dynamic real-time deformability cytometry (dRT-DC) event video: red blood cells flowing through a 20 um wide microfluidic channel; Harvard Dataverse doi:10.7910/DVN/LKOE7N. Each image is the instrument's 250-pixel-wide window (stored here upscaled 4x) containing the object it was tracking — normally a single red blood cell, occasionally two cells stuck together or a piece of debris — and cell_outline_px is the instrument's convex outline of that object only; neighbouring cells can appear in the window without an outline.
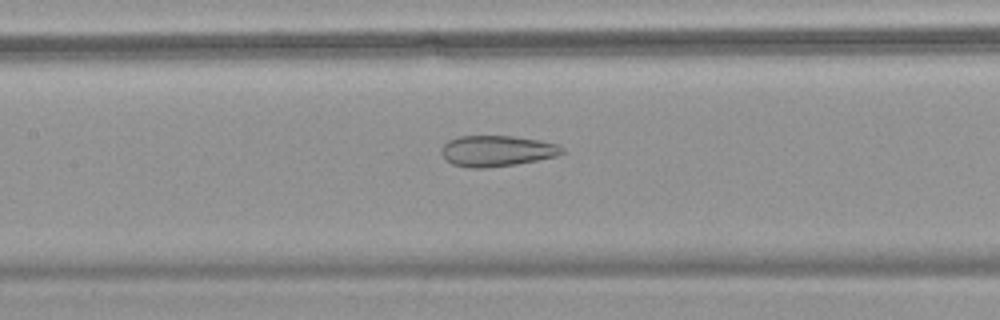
{"species": "common noctule bat (a hibernating species)", "species_latin": "Nyctalus noctula", "temperature_condition": "warm", "stored_images_in_passage": 57, "camera_frame_rate_fps": 3000, "um_per_image_px": 0.085, "animal": {"sex": "female", "body_mass_g": 18.4}, "frame": {"image": 1, "passage_image": 28, "time_ms": 9.0, "image_size_px": [1000, 320], "cell_outline_px": [[564, 152], [556, 156], [516, 164], [484, 168], [472, 168], [452, 164], [444, 160], [440, 152], [440, 148], [448, 140], [460, 136], [512, 136], [540, 140], [560, 144], [564, 148]], "centroid_in_image_um": [42.21, 12.82], "position_along_channel_um": 165.2, "area_um2": 21.91}}
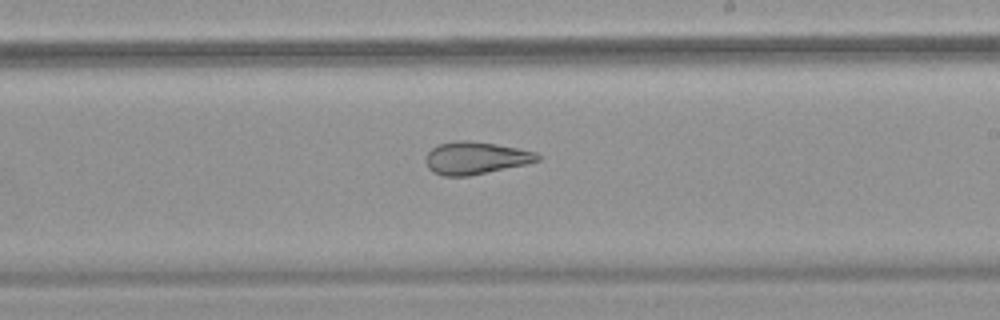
{"frame": {"image": 2, "passage_image": 35, "time_ms": 11.333, "image_size_px": [1000, 320], "cell_outline_px": [[540, 160], [524, 164], [468, 176], [444, 176], [432, 172], [428, 168], [424, 160], [428, 152], [432, 148], [440, 144], [456, 140], [464, 140], [496, 144], [536, 152], [540, 156]], "centroid_in_image_um": [40.37, 13.43], "position_along_channel_um": 248.6, "area_um2": 20.92}}
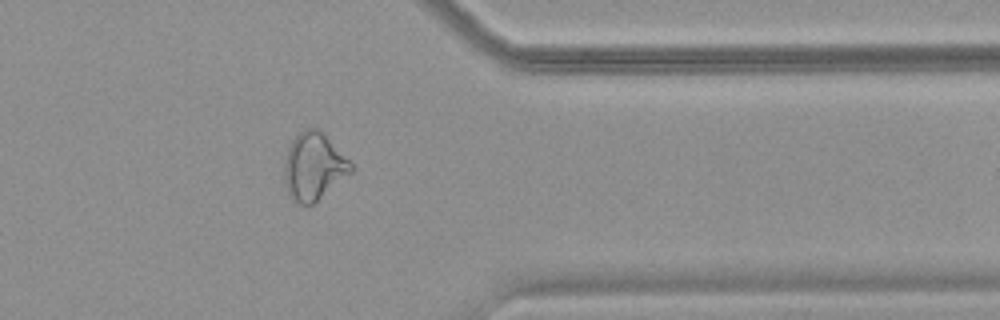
{"frame": {"image": 3, "passage_image": 47, "time_ms": 15.333, "image_size_px": [1000, 320], "cell_outline_px": [[356, 168], [352, 172], [312, 204], [296, 204], [288, 196], [284, 180], [284, 156], [292, 140], [300, 132], [308, 128], [320, 128], [324, 132]], "centroid_in_image_um": [26.65, 14.14], "position_along_channel_um": 384.7, "area_um2": 26.36}, "authors_computed_cell_mechanics": {"area_um2": 27.166, "velocity_mm_per_s": 3.5904, "shape_relaxation_time_tau1_ms": null, "shape_relaxation_time_tau2_ms": 1.8626, "deformation_change_tau1": null, "deformation_change_tau2": 0.1006}}